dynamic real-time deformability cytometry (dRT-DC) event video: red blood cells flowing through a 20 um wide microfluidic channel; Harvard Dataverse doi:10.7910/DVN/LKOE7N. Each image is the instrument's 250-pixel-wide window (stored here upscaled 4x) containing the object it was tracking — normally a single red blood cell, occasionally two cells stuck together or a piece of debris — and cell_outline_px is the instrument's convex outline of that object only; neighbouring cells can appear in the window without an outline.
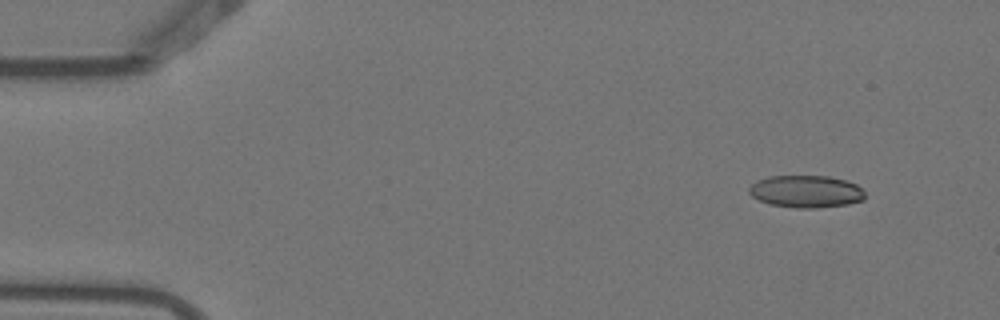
{"species": "Egyptian fruit bat (a non-hibernating species)", "species_latin": "Rousettus aegyptiacus", "temperature_condition": "warm", "stored_images_in_passage": 4, "camera_frame_rate_fps": 3000, "um_per_image_px": 0.085, "animal": {"sex": "female"}, "frame": {"image": 1, "passage_image": 1, "time_ms": 0.0, "image_size_px": [1000, 320], "cell_outline_px": [[864, 200], [848, 204], [816, 208], [796, 208], [768, 204], [752, 196], [748, 192], [748, 188], [756, 180], [768, 176], [828, 176], [844, 180], [856, 184], [864, 192]], "centroid_in_image_um": [68.48, 16.28], "position_along_channel_um": 16.5, "area_um2": 21.85}}
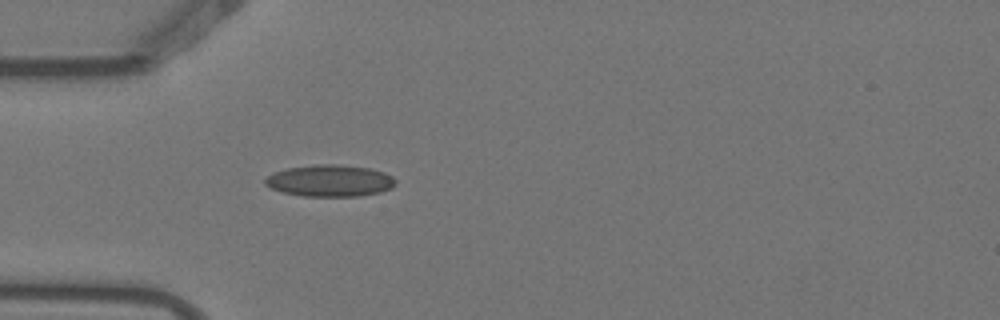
{"frame": {"image": 2, "passage_image": 4, "time_ms": 1.0, "image_size_px": [1000, 320], "cell_outline_px": [[396, 184], [392, 188], [380, 192], [360, 196], [304, 196], [280, 192], [264, 184], [264, 180], [268, 176], [276, 172], [288, 168], [316, 164], [336, 164], [368, 168], [384, 172], [392, 176], [396, 180]], "centroid_in_image_um": [28.06, 15.36], "position_along_channel_um": 56.9, "area_um2": 24.1}}